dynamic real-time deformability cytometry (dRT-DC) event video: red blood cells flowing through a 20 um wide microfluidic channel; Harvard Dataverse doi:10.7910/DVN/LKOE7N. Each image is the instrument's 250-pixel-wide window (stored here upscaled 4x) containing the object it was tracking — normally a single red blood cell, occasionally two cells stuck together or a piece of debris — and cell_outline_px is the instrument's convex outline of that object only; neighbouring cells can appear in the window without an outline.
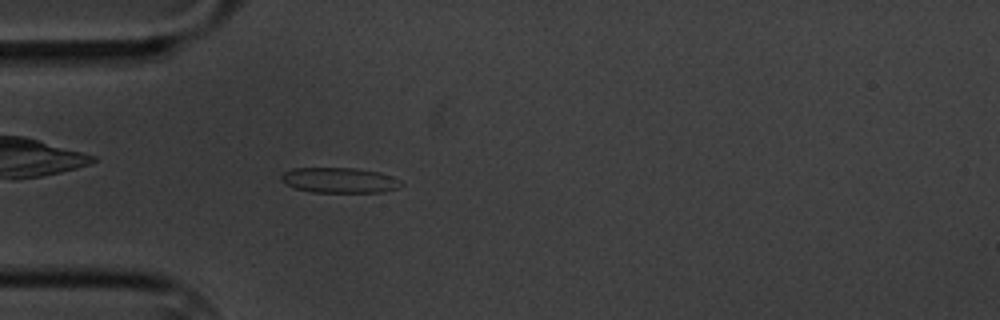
{"species": "common noctule bat (a hibernating species)", "species_latin": "Nyctalus noctula", "temperature_condition": "cold", "stored_images_in_passage": 6, "camera_frame_rate_fps": 3000, "um_per_image_px": 0.085, "animal": {"sex": "male", "body_mass_g": 20.1, "forearm_length_mm": 53.5}, "frame": {"image": 1, "passage_image": 6, "time_ms": 6.0, "image_size_px": [1000, 320], "cell_outline_px": [[404, 184], [396, 188], [380, 192], [312, 192], [296, 188], [280, 180], [280, 176], [284, 172], [292, 168], [356, 168], [380, 172], [392, 176], [400, 180]], "centroid_in_image_um": [28.86, 15.31], "position_along_channel_um": 56.1, "area_um2": 17.63}}